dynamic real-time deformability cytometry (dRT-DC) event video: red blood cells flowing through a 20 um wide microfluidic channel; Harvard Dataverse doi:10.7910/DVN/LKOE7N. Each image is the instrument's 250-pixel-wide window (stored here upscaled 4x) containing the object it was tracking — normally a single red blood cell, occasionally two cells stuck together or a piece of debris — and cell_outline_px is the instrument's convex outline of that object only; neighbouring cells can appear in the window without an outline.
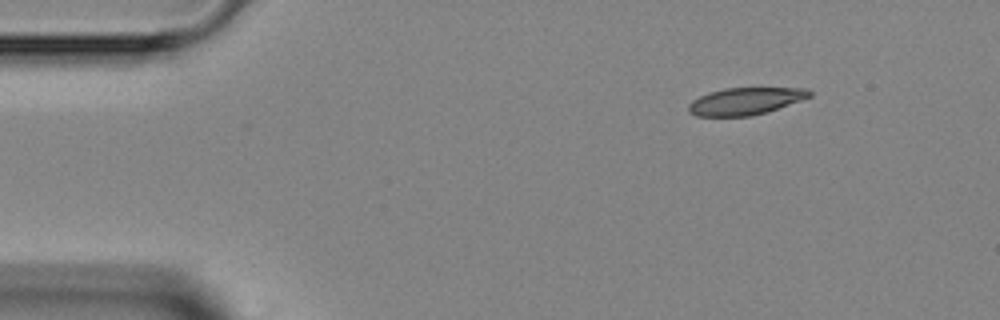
{"species": "Egyptian fruit bat (a non-hibernating species)", "species_latin": "Rousettus aegyptiacus", "temperature_condition": "room temperature", "stored_images_in_passage": 3, "camera_frame_rate_fps": 3000, "um_per_image_px": 0.085, "animal": {"sex": "female"}, "frame": {"image": 1, "passage_image": 1, "time_ms": 0.0, "image_size_px": [1000, 320], "cell_outline_px": [[812, 96], [768, 112], [752, 116], [696, 116], [688, 112], [688, 104], [692, 100], [708, 92], [724, 88], [808, 88], [812, 92]], "centroid_in_image_um": [63.35, 8.6], "position_along_channel_um": 21.6, "area_um2": 19.31}}
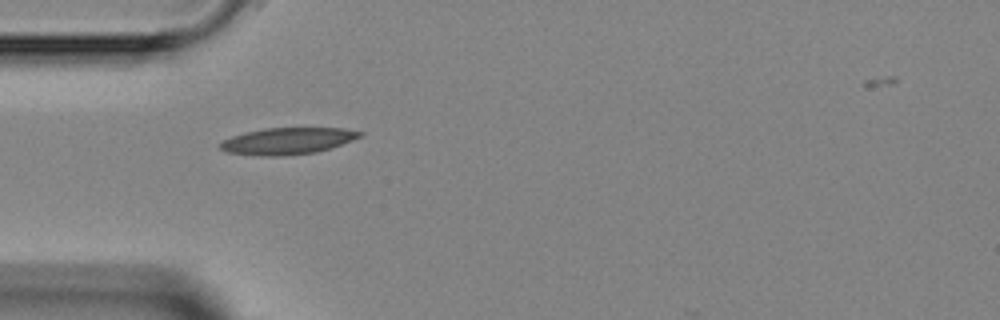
{"frame": {"image": 2, "passage_image": 3, "time_ms": 2.667, "image_size_px": [1000, 320], "cell_outline_px": [[364, 132], [360, 136], [352, 140], [332, 148], [316, 152], [280, 156], [260, 156], [228, 152], [220, 148], [220, 144], [224, 140], [232, 136], [244, 132], [264, 128], [344, 128]], "centroid_in_image_um": [24.45, 11.98], "position_along_channel_um": 60.5, "area_um2": 21.62}}